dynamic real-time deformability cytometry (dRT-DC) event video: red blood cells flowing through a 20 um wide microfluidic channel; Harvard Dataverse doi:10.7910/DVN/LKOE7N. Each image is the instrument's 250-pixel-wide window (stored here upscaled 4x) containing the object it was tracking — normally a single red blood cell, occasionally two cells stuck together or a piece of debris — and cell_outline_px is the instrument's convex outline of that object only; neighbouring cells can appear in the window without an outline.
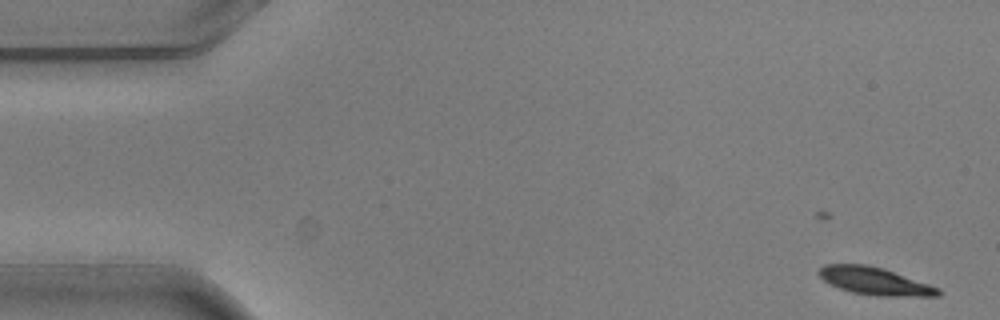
{"species": "common noctule bat (a hibernating species)", "species_latin": "Nyctalus noctula", "temperature_condition": "warm", "stored_images_in_passage": 5, "camera_frame_rate_fps": 3000, "um_per_image_px": 0.085, "animal": {"sex": "male", "body_mass_g": 20.5, "forearm_length_mm": 52.5}, "frame": {"image": 1, "passage_image": 1, "time_ms": 0.0, "image_size_px": [1000, 320], "cell_outline_px": [[940, 296], [880, 296], [852, 292], [840, 288], [824, 280], [816, 272], [824, 264], [868, 264], [884, 268], [940, 288]], "centroid_in_image_um": [74.36, 23.88], "position_along_channel_um": 10.6, "area_um2": 19.07}}
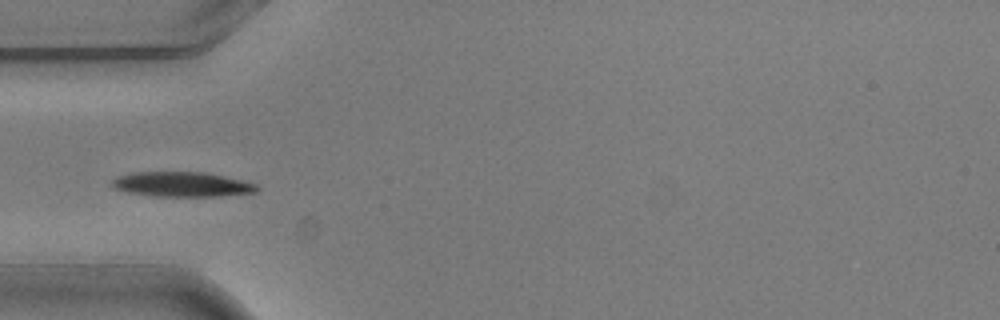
{"frame": {"image": 2, "passage_image": 4, "time_ms": 1.0, "image_size_px": [1000, 320], "cell_outline_px": [[260, 188], [256, 192], [220, 196], [152, 196], [128, 192], [116, 188], [108, 184], [116, 176], [132, 172], [208, 172], [256, 184]], "centroid_in_image_um": [15.43, 15.66], "position_along_channel_um": 69.6, "area_um2": 21.04}}